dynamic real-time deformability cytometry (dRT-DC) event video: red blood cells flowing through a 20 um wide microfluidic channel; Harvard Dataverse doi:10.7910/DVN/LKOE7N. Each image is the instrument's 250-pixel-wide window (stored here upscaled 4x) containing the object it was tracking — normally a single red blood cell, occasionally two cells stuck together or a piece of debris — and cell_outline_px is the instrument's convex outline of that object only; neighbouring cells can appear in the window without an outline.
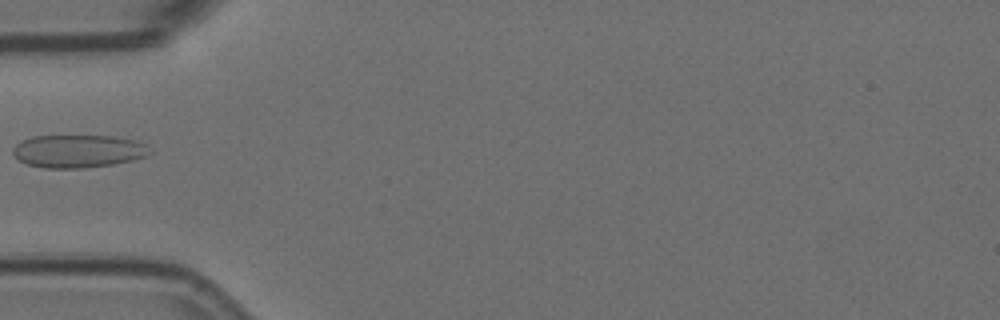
{"species": "Egyptian fruit bat (a non-hibernating species)", "species_latin": "Rousettus aegyptiacus", "temperature_condition": "room temperature", "stored_images_in_passage": 1, "camera_frame_rate_fps": 3000, "um_per_image_px": 0.085, "animal": {"sex": "female"}, "frame": {"image": 1, "passage_image": 1, "time_ms": 0.0, "image_size_px": [1000, 320], "cell_outline_px": [[152, 152], [148, 156], [132, 160], [112, 164], [84, 168], [44, 168], [28, 164], [20, 160], [12, 152], [12, 148], [20, 140], [32, 136], [112, 136], [132, 140], [144, 144]], "centroid_in_image_um": [6.62, 12.85], "position_along_channel_um": 78.4, "area_um2": 26.13}}